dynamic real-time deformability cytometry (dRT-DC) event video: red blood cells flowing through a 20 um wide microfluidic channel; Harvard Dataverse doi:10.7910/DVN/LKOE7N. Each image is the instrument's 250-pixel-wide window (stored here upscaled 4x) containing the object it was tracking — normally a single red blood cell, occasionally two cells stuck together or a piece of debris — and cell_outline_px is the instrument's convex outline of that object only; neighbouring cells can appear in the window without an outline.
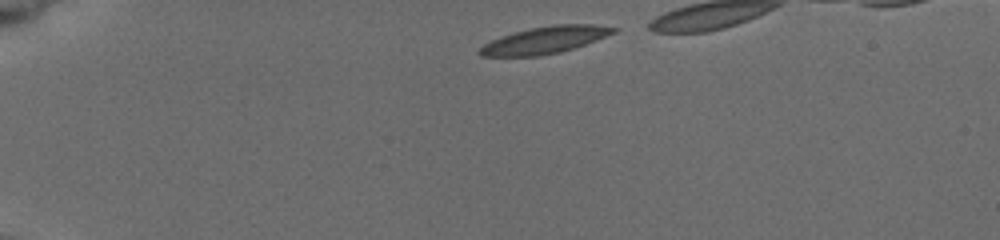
{"species": "common noctule bat (a hibernating species)", "species_latin": "Nyctalus noctula", "temperature_condition": "cold", "stored_images_in_passage": 8, "segment_of_instrument_passage": [1, 2], "camera_frame_rate_fps": 3000, "um_per_image_px": 0.085, "animal": {"sex": "female", "body_mass_g": 19.5, "forearm_length_mm": 54.1}, "frame": {"image": 1, "passage_image": 1, "time_ms": 0.0, "image_size_px": [1000, 240], "cell_outline_px": [[620, 28], [616, 32], [596, 40], [560, 52], [540, 56], [480, 56], [476, 52], [484, 44], [500, 36], [532, 28], [552, 24], [592, 24]], "centroid_in_image_um": [46.31, 3.4], "position_along_channel_um": 38.7, "area_um2": 20.92}}
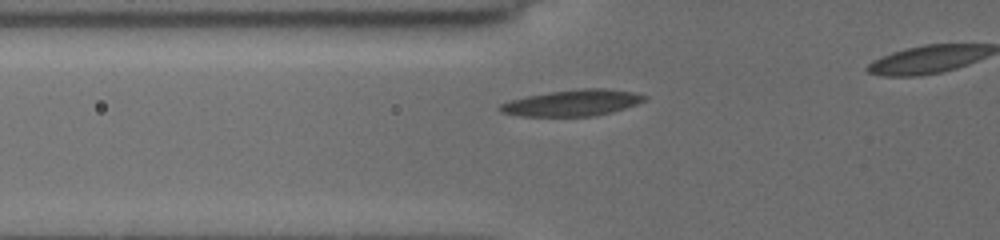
{"frame": {"image": 2, "passage_image": 4, "time_ms": 2.667, "image_size_px": [1000, 240], "cell_outline_px": [[648, 96], [644, 100], [636, 104], [612, 112], [592, 116], [520, 116], [500, 112], [496, 108], [500, 104], [508, 100], [524, 96], [548, 92], [580, 88], [604, 88], [632, 92]], "centroid_in_image_um": [48.58, 8.74], "position_along_channel_um": 77.2, "area_um2": 22.2}}
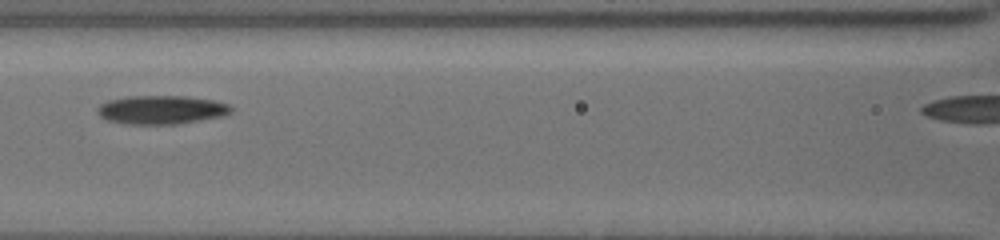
{"frame": {"image": 3, "passage_image": 6, "time_ms": 4.667, "image_size_px": [1000, 240], "cell_outline_px": [[232, 112], [224, 116], [176, 124], [128, 124], [108, 120], [100, 116], [96, 112], [96, 108], [100, 104], [108, 100], [128, 96], [184, 96], [216, 100], [228, 104], [232, 108]], "centroid_in_image_um": [13.72, 9.32], "position_along_channel_um": 152.9, "area_um2": 22.43}}